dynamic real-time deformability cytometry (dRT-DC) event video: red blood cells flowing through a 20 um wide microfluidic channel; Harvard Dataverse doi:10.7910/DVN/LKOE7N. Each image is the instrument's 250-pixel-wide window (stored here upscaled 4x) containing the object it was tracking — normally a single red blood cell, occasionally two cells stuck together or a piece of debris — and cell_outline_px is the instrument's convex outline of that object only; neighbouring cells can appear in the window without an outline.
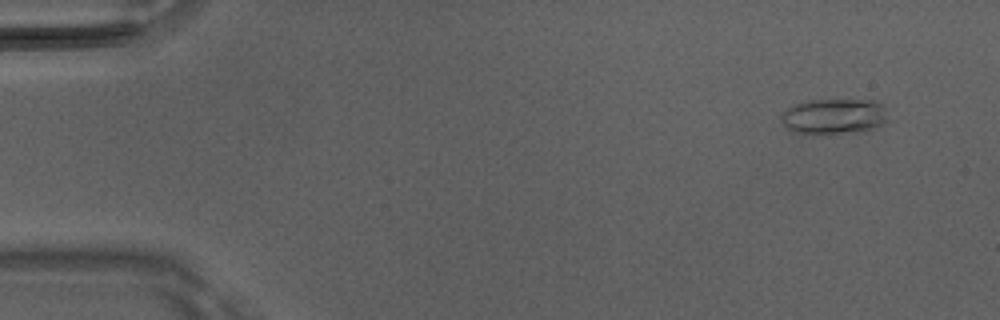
{"species": "Egyptian fruit bat (a non-hibernating species)", "species_latin": "Rousettus aegyptiacus", "temperature_condition": "room temperature", "stored_images_in_passage": 5, "camera_frame_rate_fps": 3000, "um_per_image_px": 0.085, "animal": {"sex": "male"}, "frame": {"image": 1, "passage_image": 2, "time_ms": 0.333, "image_size_px": [1000, 320], "cell_outline_px": [[892, 120], [872, 128], [856, 132], [792, 132], [780, 120], [780, 116], [792, 104], [808, 100], [872, 100], [880, 104]], "centroid_in_image_um": [70.9, 9.86], "position_along_channel_um": 14.1, "area_um2": 21.73}}
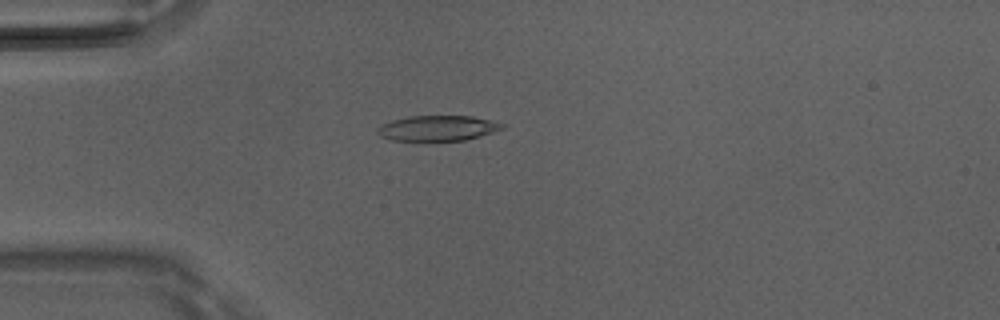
{"frame": {"image": 2, "passage_image": 4, "time_ms": 1.0, "image_size_px": [1000, 320], "cell_outline_px": [[504, 128], [492, 132], [464, 140], [388, 140], [380, 136], [376, 132], [376, 128], [380, 124], [392, 120], [408, 116], [472, 116], [504, 124]], "centroid_in_image_um": [37.12, 10.89], "position_along_channel_um": 47.9, "area_um2": 18.26}}